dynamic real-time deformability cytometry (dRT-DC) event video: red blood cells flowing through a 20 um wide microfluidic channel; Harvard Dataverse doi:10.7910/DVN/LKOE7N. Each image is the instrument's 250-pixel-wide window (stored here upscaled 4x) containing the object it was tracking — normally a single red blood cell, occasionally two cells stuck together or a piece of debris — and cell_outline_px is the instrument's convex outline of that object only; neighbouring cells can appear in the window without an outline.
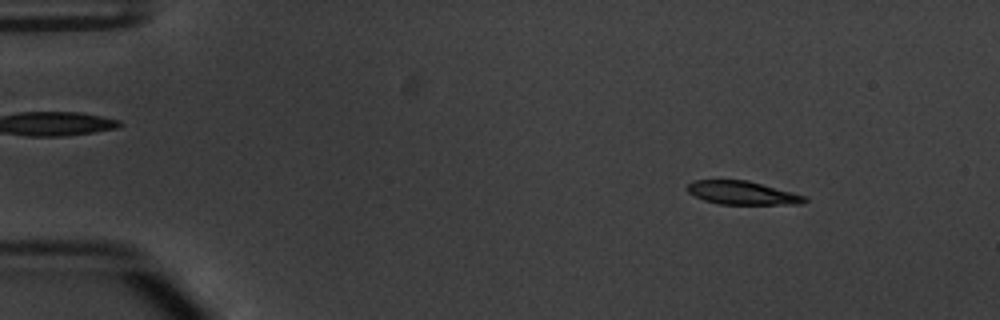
{"species": "common noctule bat (a hibernating species)", "species_latin": "Nyctalus noctula", "temperature_condition": "warm", "stored_images_in_passage": 53, "camera_frame_rate_fps": 3000, "um_per_image_px": 0.085, "animal": {"sex": "male", "body_mass_g": 20.1, "forearm_length_mm": 53.5}, "frame": {"image": 1, "passage_image": 7, "time_ms": 2.0, "image_size_px": [1000, 320], "cell_outline_px": [[808, 200], [800, 204], [720, 204], [704, 200], [688, 192], [688, 184], [692, 180], [748, 180], [808, 196]], "centroid_in_image_um": [63.14, 16.39], "position_along_channel_um": 21.9, "area_um2": 16.01}}
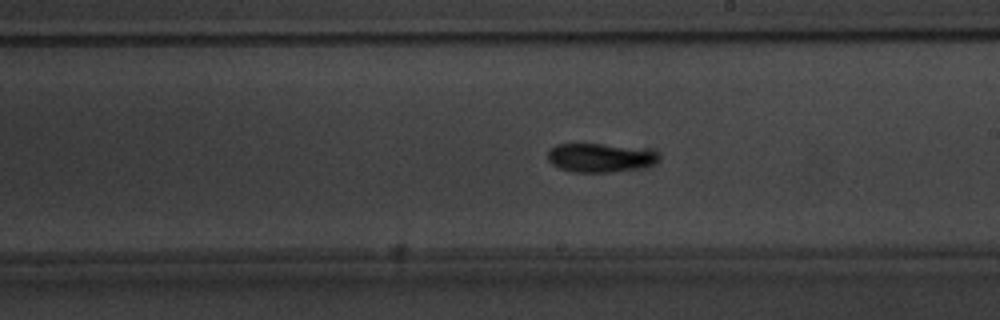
{"frame": {"image": 2, "passage_image": 31, "time_ms": 10.0, "image_size_px": [1000, 320], "cell_outline_px": [[660, 156], [652, 164], [612, 172], [572, 172], [560, 168], [552, 164], [548, 160], [548, 152], [556, 144], [600, 144], [656, 152]], "centroid_in_image_um": [50.89, 13.41], "position_along_channel_um": 238.1, "area_um2": 17.86}}
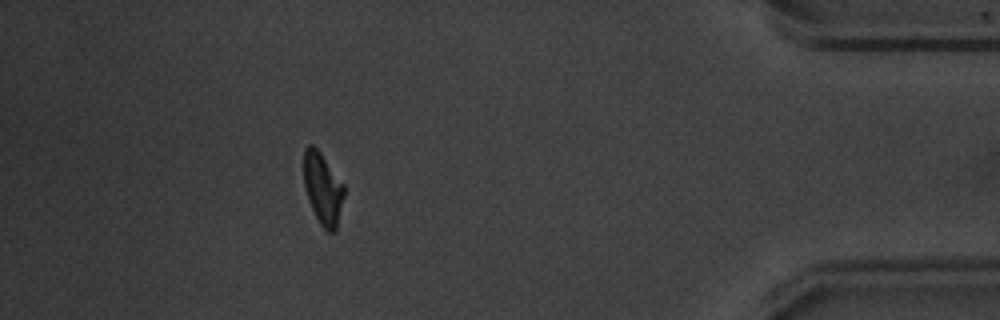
{"frame": {"image": 3, "passage_image": 48, "time_ms": 15.667, "image_size_px": [1000, 320], "cell_outline_px": [[344, 196], [336, 228], [332, 232], [328, 232], [320, 224], [308, 200], [304, 184], [304, 148], [308, 144], [312, 144], [320, 152], [344, 184]], "centroid_in_image_um": [27.43, 16.0], "position_along_channel_um": 407.8, "area_um2": 16.65}, "authors_computed_cell_mechanics": {"area_um2": 17.2244, "velocity_mm_per_s": 3.8161, "shape_relaxation_time_tau1_ms": 4.3123, "shape_relaxation_time_tau2_ms": 3.2129, "deformation_change_tau1": 0.1686, "deformation_change_tau2": 0.0973}}